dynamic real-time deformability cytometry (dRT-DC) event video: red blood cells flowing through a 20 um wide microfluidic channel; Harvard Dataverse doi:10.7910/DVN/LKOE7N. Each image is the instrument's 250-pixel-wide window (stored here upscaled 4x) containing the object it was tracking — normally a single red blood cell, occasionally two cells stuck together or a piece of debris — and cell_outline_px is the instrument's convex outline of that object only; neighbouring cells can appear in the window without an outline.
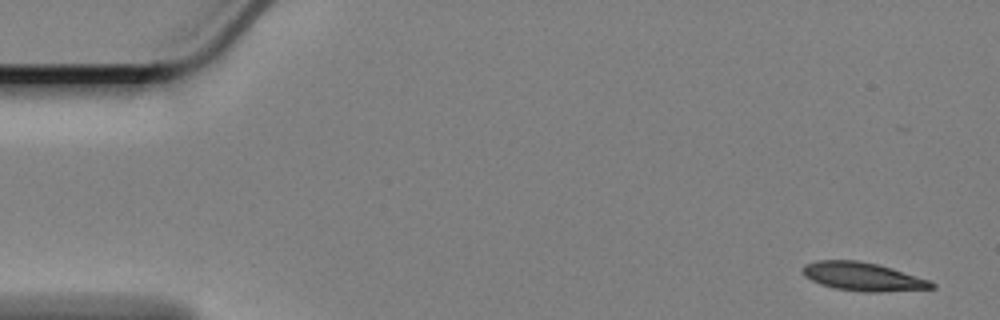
{"species": "Egyptian fruit bat (a non-hibernating species)", "species_latin": "Rousettus aegyptiacus", "temperature_condition": "cold", "stored_images_in_passage": 32, "camera_frame_rate_fps": 3000, "um_per_image_px": 0.085, "animal": {"sex": "female"}, "frame": {"image": 1, "passage_image": 1, "time_ms": 0.0, "image_size_px": [1000, 320], "cell_outline_px": [[936, 288], [880, 292], [864, 292], [836, 288], [820, 284], [804, 276], [800, 268], [804, 264], [816, 260], [856, 260], [876, 264], [892, 268], [928, 280], [936, 284]], "centroid_in_image_um": [73.3, 23.51], "position_along_channel_um": 11.7, "area_um2": 21.33}}
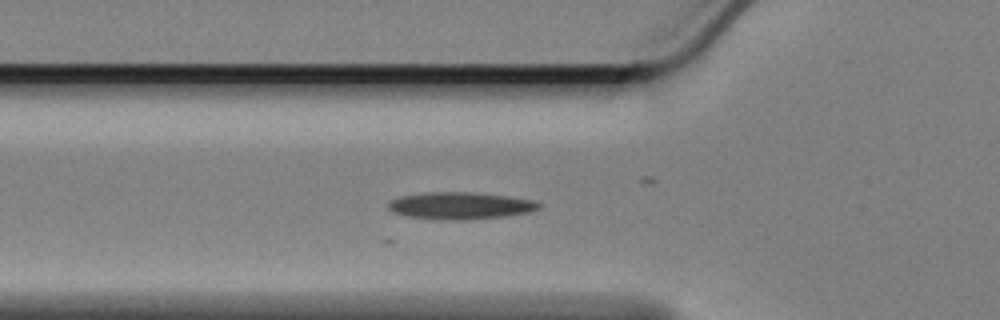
{"frame": {"image": 2, "passage_image": 18, "time_ms": 5.667, "image_size_px": [1000, 320], "cell_outline_px": [[540, 208], [528, 212], [508, 216], [472, 220], [432, 220], [404, 216], [392, 212], [388, 208], [388, 200], [400, 196], [424, 192], [472, 192], [508, 196], [532, 200], [540, 204]], "centroid_in_image_um": [39.05, 17.5], "position_along_channel_um": 86.7, "area_um2": 24.28}}
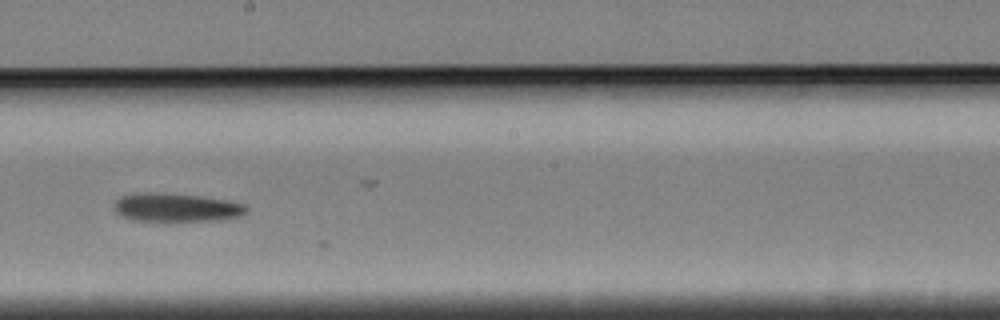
{"frame": {"image": 3, "passage_image": 31, "time_ms": 10.0, "image_size_px": [1000, 320], "cell_outline_px": [[248, 212], [240, 216], [224, 220], [168, 224], [132, 220], [120, 216], [112, 208], [116, 200], [120, 196], [144, 192], [164, 192], [200, 196], [224, 200], [244, 204], [248, 208]], "centroid_in_image_um": [14.95, 17.69], "position_along_channel_um": 233.2, "area_um2": 23.35}}